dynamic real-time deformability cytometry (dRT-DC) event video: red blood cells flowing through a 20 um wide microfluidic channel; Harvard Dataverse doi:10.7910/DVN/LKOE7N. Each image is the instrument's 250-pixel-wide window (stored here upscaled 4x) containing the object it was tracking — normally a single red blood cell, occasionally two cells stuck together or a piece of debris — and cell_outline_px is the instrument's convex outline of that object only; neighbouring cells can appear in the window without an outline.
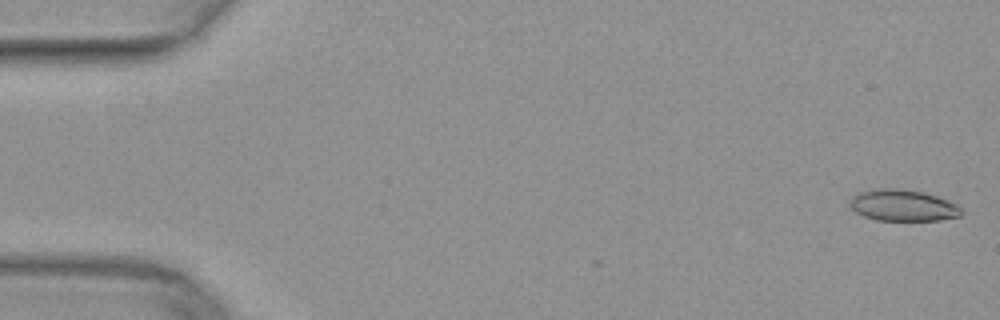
{"species": "common noctule bat (a hibernating species)", "species_latin": "Nyctalus noctula", "temperature_condition": "warm", "stored_images_in_passage": 3, "camera_frame_rate_fps": 3000, "um_per_image_px": 0.085, "animal": {"sex": "female", "body_mass_g": 29.2, "forearm_length_mm": 56.3}, "frame": {"image": 1, "passage_image": 1, "time_ms": 0.0, "image_size_px": [1000, 320], "cell_outline_px": [[964, 212], [960, 216], [940, 220], [876, 220], [864, 216], [848, 208], [848, 204], [852, 196], [860, 192], [880, 188], [896, 188], [924, 192], [936, 196], [956, 204]], "centroid_in_image_um": [76.71, 17.46], "position_along_channel_um": 8.3, "area_um2": 20.46}}